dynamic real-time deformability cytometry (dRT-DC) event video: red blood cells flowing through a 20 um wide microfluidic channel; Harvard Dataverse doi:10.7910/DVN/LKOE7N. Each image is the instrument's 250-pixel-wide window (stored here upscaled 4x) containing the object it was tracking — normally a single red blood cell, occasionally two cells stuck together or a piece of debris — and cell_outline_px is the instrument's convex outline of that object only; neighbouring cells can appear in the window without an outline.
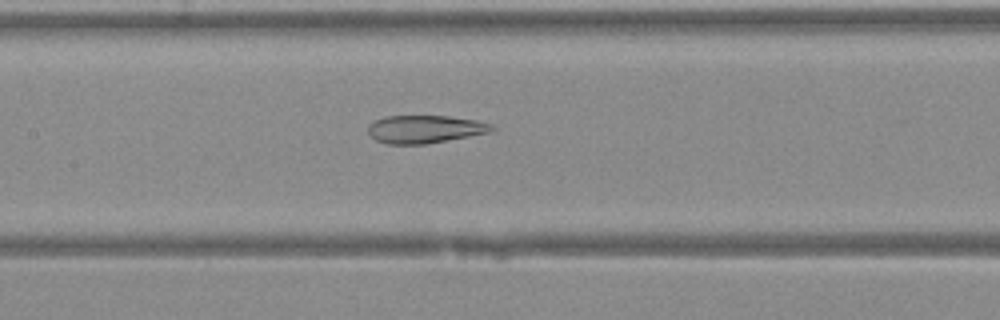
{"species": "Egyptian fruit bat (a non-hibernating species)", "species_latin": "Rousettus aegyptiacus", "temperature_condition": "warm", "stored_images_in_passage": 43, "camera_frame_rate_fps": 3000, "um_per_image_px": 0.085, "animal": {"sex": "female"}, "frame": {"image": 1, "passage_image": 22, "time_ms": 7.0, "image_size_px": [1000, 320], "cell_outline_px": [[496, 128], [492, 132], [424, 144], [384, 144], [376, 140], [368, 132], [368, 124], [384, 116], [448, 116], [476, 120], [492, 124]], "centroid_in_image_um": [36.12, 10.98], "position_along_channel_um": 171.3, "area_um2": 20.11}}
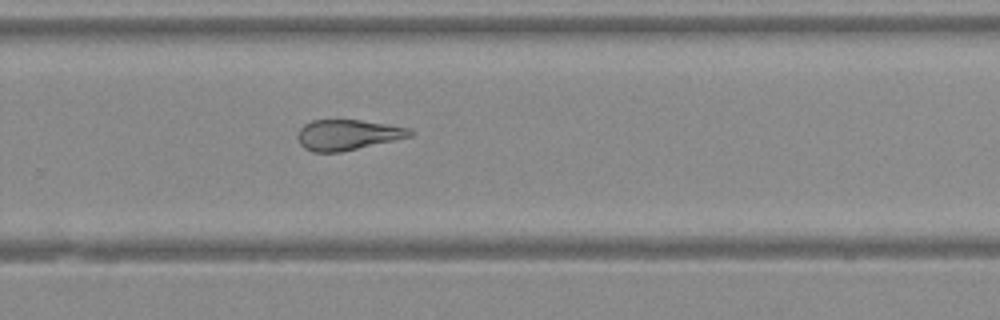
{"frame": {"image": 2, "passage_image": 30, "time_ms": 9.667, "image_size_px": [1000, 320], "cell_outline_px": [[416, 132], [412, 136], [340, 152], [312, 152], [304, 148], [300, 144], [296, 136], [300, 128], [304, 124], [312, 120], [360, 120], [408, 128]], "centroid_in_image_um": [29.51, 11.46], "position_along_channel_um": 300.3, "area_um2": 19.83}}
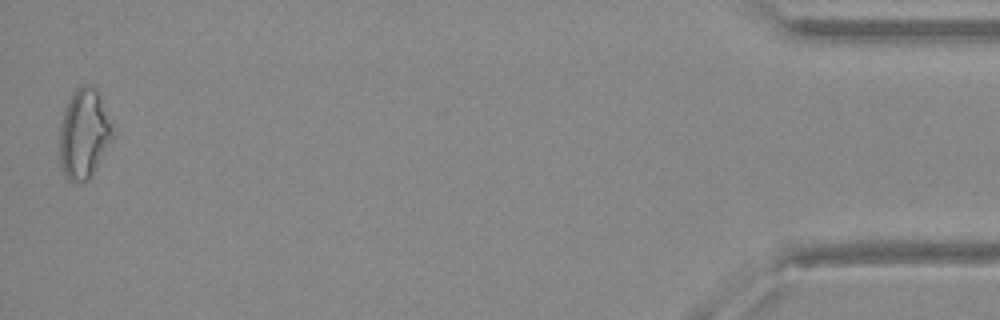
{"frame": {"image": 3, "passage_image": 43, "time_ms": 14.0, "image_size_px": [1000, 320], "cell_outline_px": [[112, 140], [92, 176], [88, 180], [76, 184], [68, 180], [64, 176], [60, 160], [60, 128], [64, 112], [76, 88], [88, 84], [96, 88], [112, 124]], "centroid_in_image_um": [7.14, 11.44], "position_along_channel_um": 428.1, "area_um2": 27.46}}